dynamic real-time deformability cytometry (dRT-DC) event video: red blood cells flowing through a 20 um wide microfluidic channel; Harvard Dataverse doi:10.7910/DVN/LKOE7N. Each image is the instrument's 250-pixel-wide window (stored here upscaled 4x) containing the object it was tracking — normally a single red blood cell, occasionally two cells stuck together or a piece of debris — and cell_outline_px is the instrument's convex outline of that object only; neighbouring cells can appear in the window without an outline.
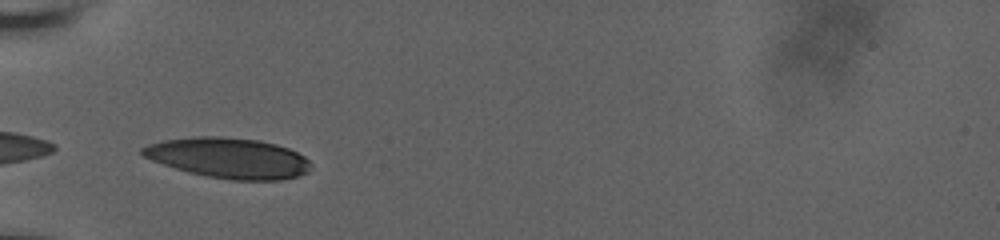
{"species": "human", "species_latin": "Homo sapiens", "temperature_condition": "room temperature", "stored_images_in_passage": 23, "camera_frame_rate_fps": 3000, "um_per_image_px": 0.085, "donor": {"sex": "male"}, "frame": {"image": 1, "passage_image": 1, "time_ms": 0.0, "image_size_px": [1000, 240], "cell_outline_px": [[312, 168], [308, 172], [296, 176], [280, 180], [232, 180], [208, 176], [188, 172], [152, 160], [144, 156], [140, 152], [140, 148], [148, 144], [164, 140], [192, 136], [220, 136], [260, 140], [276, 144], [288, 148], [304, 156], [312, 164]], "centroid_in_image_um": [19.44, 13.42], "position_along_channel_um": 65.6, "area_um2": 39.71}}
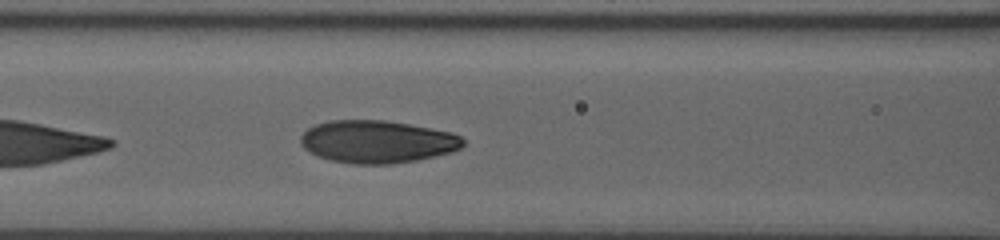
{"frame": {"image": 2, "passage_image": 12, "time_ms": 2.0, "image_size_px": [1000, 240], "cell_outline_px": [[464, 144], [460, 148], [452, 152], [416, 160], [392, 164], [352, 164], [328, 160], [308, 152], [300, 144], [300, 136], [308, 128], [316, 124], [328, 120], [384, 120], [408, 124], [452, 132], [460, 136], [464, 140]], "centroid_in_image_um": [32.03, 12.05], "position_along_channel_um": 134.6, "area_um2": 40.52}}
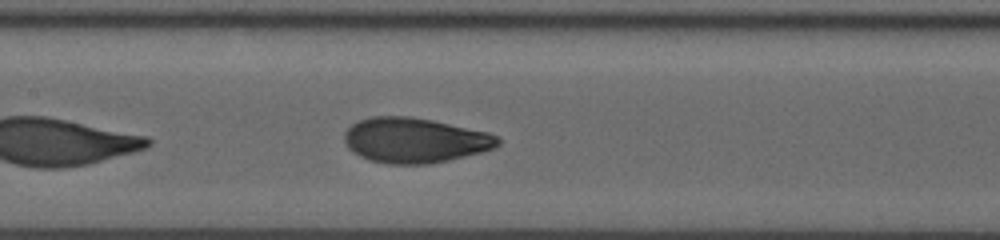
{"frame": {"image": 3, "passage_image": 18, "time_ms": 3.0, "image_size_px": [1000, 240], "cell_outline_px": [[500, 144], [492, 148], [480, 152], [448, 160], [428, 164], [388, 164], [372, 160], [360, 156], [352, 152], [348, 148], [344, 140], [344, 132], [356, 120], [372, 116], [412, 116], [432, 120], [488, 132], [500, 136]], "centroid_in_image_um": [35.23, 11.91], "position_along_channel_um": 172.2, "area_um2": 40.4}}